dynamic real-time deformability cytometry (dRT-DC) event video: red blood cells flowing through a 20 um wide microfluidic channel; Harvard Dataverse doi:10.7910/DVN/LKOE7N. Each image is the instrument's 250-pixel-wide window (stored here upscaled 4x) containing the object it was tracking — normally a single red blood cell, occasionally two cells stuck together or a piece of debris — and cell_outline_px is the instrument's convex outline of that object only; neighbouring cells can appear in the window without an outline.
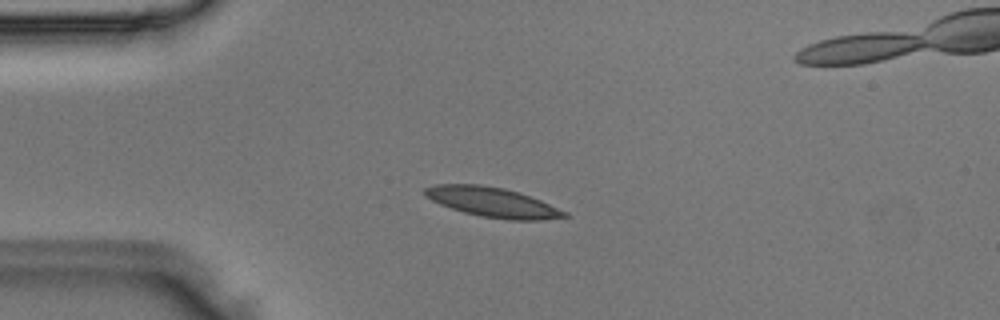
{"species": "Egyptian fruit bat (a non-hibernating species)", "species_latin": "Rousettus aegyptiacus", "temperature_condition": "room temperature", "stored_images_in_passage": 43, "camera_frame_rate_fps": 3000, "um_per_image_px": 0.085, "animal": {"sex": "male"}, "frame": {"image": 1, "passage_image": 5, "time_ms": 1.333, "image_size_px": [1000, 320], "cell_outline_px": [[568, 216], [540, 220], [508, 220], [480, 216], [464, 212], [440, 204], [424, 196], [424, 188], [436, 184], [480, 184], [504, 188], [520, 192], [540, 200], [568, 212]], "centroid_in_image_um": [41.86, 17.18], "position_along_channel_um": 43.1, "area_um2": 24.16}}
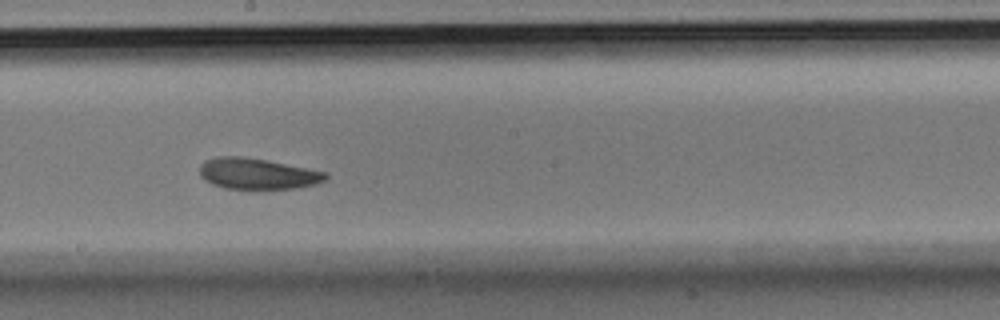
{"frame": {"image": 2, "passage_image": 20, "time_ms": 6.333, "image_size_px": [1000, 320], "cell_outline_px": [[328, 176], [324, 180], [316, 184], [296, 188], [224, 188], [212, 184], [204, 180], [200, 176], [200, 164], [204, 160], [216, 156], [244, 156], [268, 160], [328, 172]], "centroid_in_image_um": [21.86, 14.74], "position_along_channel_um": 226.3, "area_um2": 22.83}}
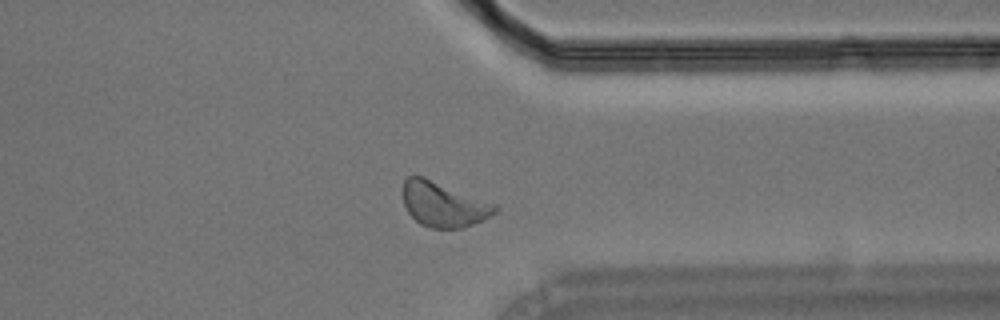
{"frame": {"image": 3, "passage_image": 31, "time_ms": 10.0, "image_size_px": [1000, 320], "cell_outline_px": [[500, 208], [496, 212], [464, 228], [432, 228], [420, 224], [408, 212], [404, 204], [400, 192], [404, 180], [408, 176], [424, 176], [496, 204]], "centroid_in_image_um": [37.65, 17.35], "position_along_channel_um": 373.8, "area_um2": 24.22}}